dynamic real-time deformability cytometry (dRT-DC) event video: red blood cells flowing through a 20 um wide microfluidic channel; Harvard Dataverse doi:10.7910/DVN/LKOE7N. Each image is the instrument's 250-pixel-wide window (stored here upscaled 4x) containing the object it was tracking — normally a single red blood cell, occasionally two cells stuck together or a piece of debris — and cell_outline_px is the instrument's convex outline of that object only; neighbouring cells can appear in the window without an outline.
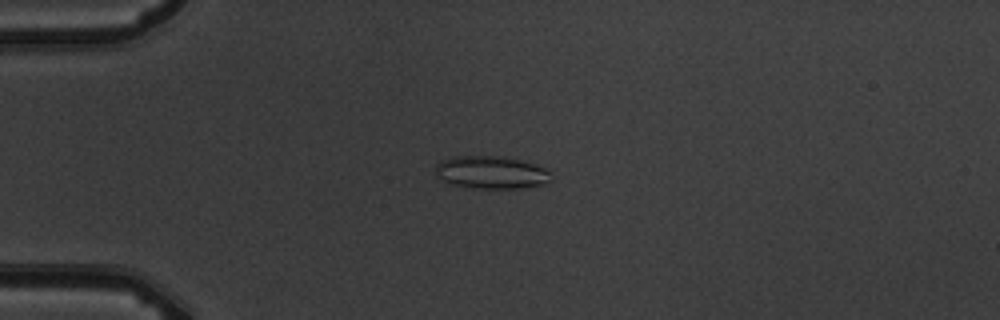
{"species": "common noctule bat (a hibernating species)", "species_latin": "Nyctalus noctula", "temperature_condition": "warm", "stored_images_in_passage": 6, "camera_frame_rate_fps": 3000, "um_per_image_px": 0.085, "animal": {"sex": "male", "body_mass_g": 19.5, "forearm_length_mm": 54.6}, "frame": {"image": 1, "passage_image": 5, "time_ms": 4.667, "image_size_px": [1000, 320], "cell_outline_px": [[552, 180], [544, 184], [520, 188], [472, 188], [448, 184], [436, 176], [436, 164], [440, 160], [452, 156], [500, 156], [520, 160], [536, 164], [548, 168], [552, 172]], "centroid_in_image_um": [41.76, 14.65], "position_along_channel_um": 43.2, "area_um2": 22.48}}